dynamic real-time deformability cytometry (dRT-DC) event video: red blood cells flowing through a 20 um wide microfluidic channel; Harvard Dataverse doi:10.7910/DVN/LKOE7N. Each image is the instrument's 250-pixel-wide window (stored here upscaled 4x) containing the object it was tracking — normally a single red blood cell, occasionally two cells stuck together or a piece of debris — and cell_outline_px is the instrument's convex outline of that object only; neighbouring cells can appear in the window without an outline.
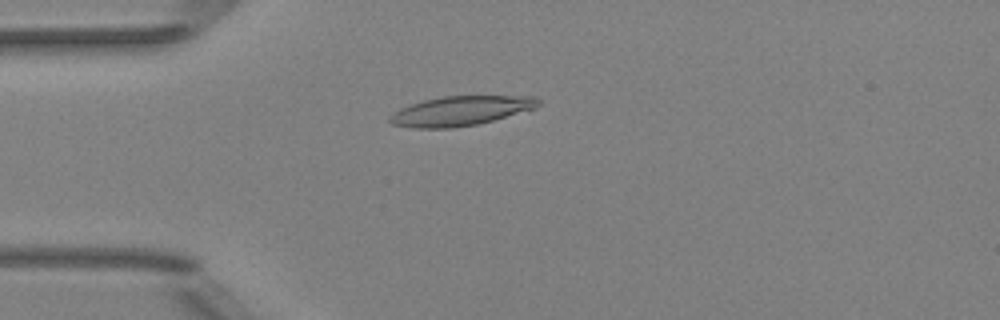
{"species": "Egyptian fruit bat (a non-hibernating species)", "species_latin": "Rousettus aegyptiacus", "temperature_condition": "room temperature", "stored_images_in_passage": 4, "camera_frame_rate_fps": 3000, "um_per_image_px": 0.085, "animal": {"sex": "female"}, "frame": {"image": 1, "passage_image": 4, "time_ms": 3.333, "image_size_px": [1000, 320], "cell_outline_px": [[540, 104], [536, 108], [492, 120], [476, 124], [452, 128], [416, 128], [392, 124], [388, 120], [388, 116], [400, 108], [424, 100], [444, 96], [536, 96], [540, 100]], "centroid_in_image_um": [39.15, 9.42], "position_along_channel_um": 45.8, "area_um2": 25.37}}